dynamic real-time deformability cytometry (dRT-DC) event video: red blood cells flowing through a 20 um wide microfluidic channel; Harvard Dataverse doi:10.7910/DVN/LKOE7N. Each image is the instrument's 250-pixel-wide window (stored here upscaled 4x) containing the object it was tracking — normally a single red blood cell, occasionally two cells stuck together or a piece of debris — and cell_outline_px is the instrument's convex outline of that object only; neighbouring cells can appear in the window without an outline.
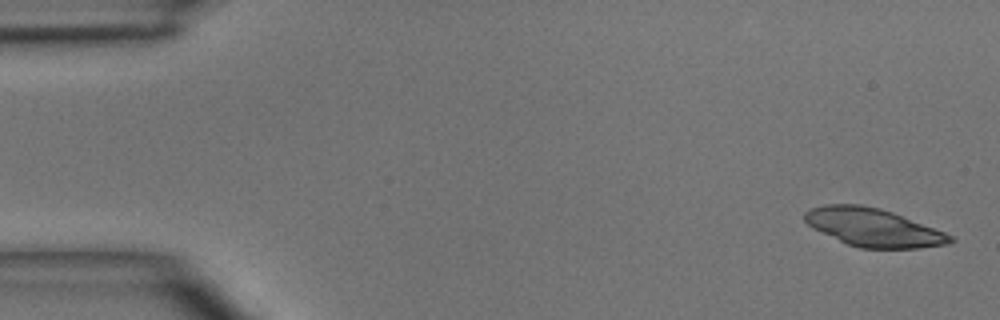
{"species": "common noctule bat (a hibernating species)", "species_latin": "Nyctalus noctula", "temperature_condition": "room temperature", "stored_images_in_passage": 5, "camera_frame_rate_fps": 3000, "um_per_image_px": 0.085, "animal": {"sex": "male", "body_mass_g": 15.6}, "frame": {"image": 1, "passage_image": 1, "time_ms": 0.0, "image_size_px": [1000, 320], "cell_outline_px": [[956, 240], [948, 244], [920, 248], [860, 248], [848, 244], [812, 228], [804, 220], [804, 212], [808, 208], [824, 204], [860, 204], [880, 208], [892, 212], [956, 236]], "centroid_in_image_um": [74.24, 19.33], "position_along_channel_um": 10.8, "area_um2": 32.43}}